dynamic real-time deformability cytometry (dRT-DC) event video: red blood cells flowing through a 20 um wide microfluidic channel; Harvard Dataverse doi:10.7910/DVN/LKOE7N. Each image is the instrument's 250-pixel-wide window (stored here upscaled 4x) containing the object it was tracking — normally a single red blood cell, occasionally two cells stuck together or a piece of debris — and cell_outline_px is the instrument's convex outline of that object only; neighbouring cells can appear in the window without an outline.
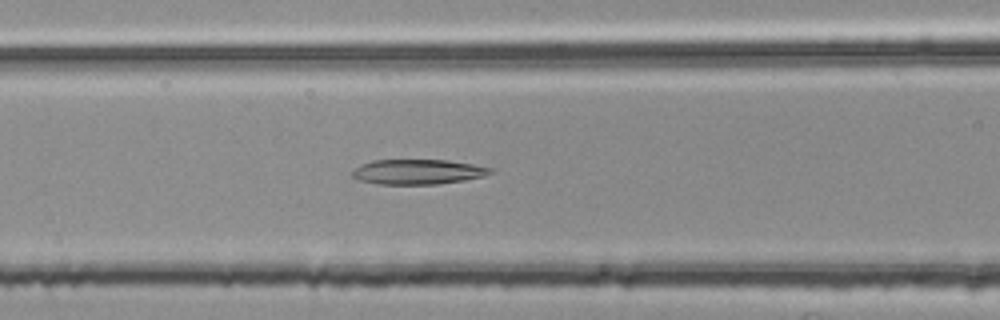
{"species": "common noctule bat (a hibernating species)", "species_latin": "Nyctalus noctula", "temperature_condition": "room temperature", "stored_images_in_passage": 39, "camera_frame_rate_fps": 3000, "um_per_image_px": 0.085, "animal": {"sex": "female", "body_mass_g": 25.1}, "frame": {"image": 1, "passage_image": 14, "time_ms": 4.333, "image_size_px": [1000, 320], "cell_outline_px": [[492, 172], [484, 176], [464, 180], [436, 184], [380, 184], [360, 180], [352, 176], [352, 172], [360, 164], [372, 160], [448, 160], [472, 164], [492, 168]], "centroid_in_image_um": [35.51, 14.6], "position_along_channel_um": 131.1, "area_um2": 19.94}}
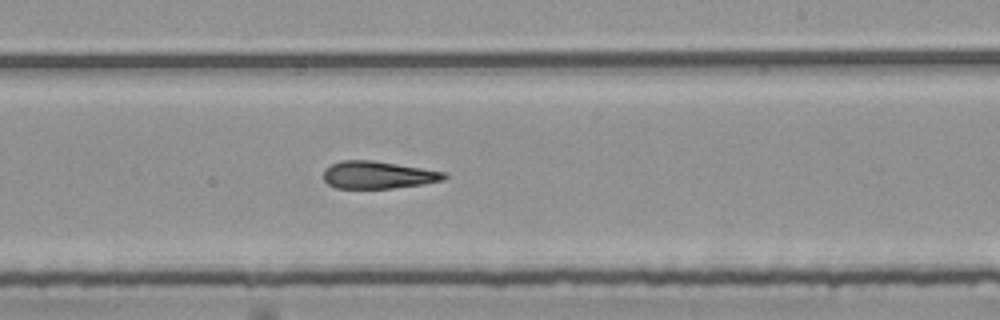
{"frame": {"image": 2, "passage_image": 24, "time_ms": 7.667, "image_size_px": [1000, 320], "cell_outline_px": [[448, 176], [444, 180], [420, 184], [392, 188], [336, 188], [328, 184], [324, 180], [324, 168], [340, 160], [372, 160], [444, 172]], "centroid_in_image_um": [32.08, 14.87], "position_along_channel_um": 256.9, "area_um2": 19.07}}
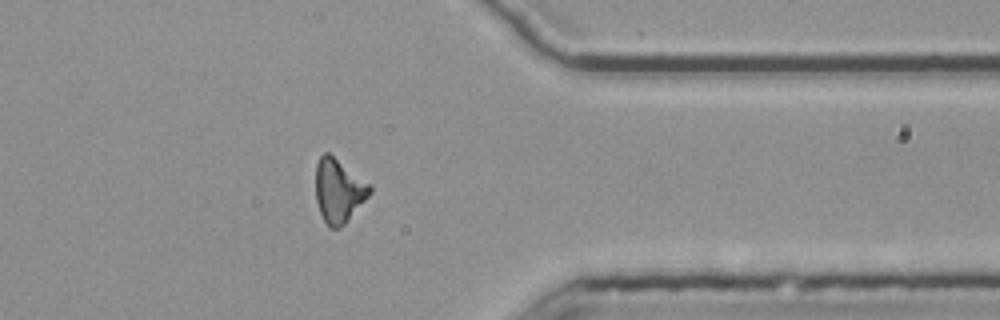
{"frame": {"image": 3, "passage_image": 35, "time_ms": 11.333, "image_size_px": [1000, 320], "cell_outline_px": [[372, 192], [348, 220], [340, 228], [328, 228], [320, 212], [316, 200], [316, 164], [320, 156], [324, 152], [328, 152], [372, 184]], "centroid_in_image_um": [28.8, 16.2], "position_along_channel_um": 382.6, "area_um2": 20.23}}